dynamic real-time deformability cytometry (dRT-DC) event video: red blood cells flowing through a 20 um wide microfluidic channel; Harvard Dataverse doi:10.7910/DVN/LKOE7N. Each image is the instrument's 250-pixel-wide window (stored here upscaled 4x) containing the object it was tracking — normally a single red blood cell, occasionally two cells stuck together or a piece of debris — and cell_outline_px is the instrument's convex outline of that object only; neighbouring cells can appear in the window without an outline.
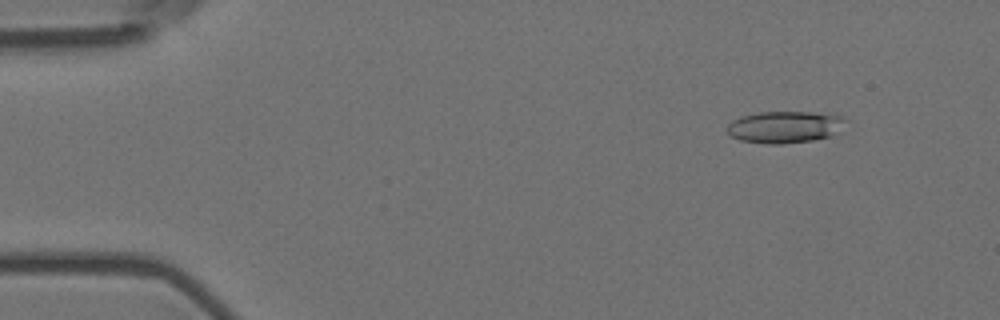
{"species": "Egyptian fruit bat (a non-hibernating species)", "species_latin": "Rousettus aegyptiacus", "temperature_condition": "room temperature", "stored_images_in_passage": 5, "camera_frame_rate_fps": 3000, "um_per_image_px": 0.085, "animal": {"sex": "female"}, "frame": {"image": 1, "passage_image": 2, "time_ms": 0.333, "image_size_px": [1000, 320], "cell_outline_px": [[848, 120], [844, 132], [832, 136], [812, 140], [780, 144], [768, 144], [740, 140], [732, 136], [728, 132], [728, 124], [732, 120], [740, 116], [760, 112], [812, 112], [844, 116]], "centroid_in_image_um": [66.81, 10.79], "position_along_channel_um": 18.2, "area_um2": 22.43}}
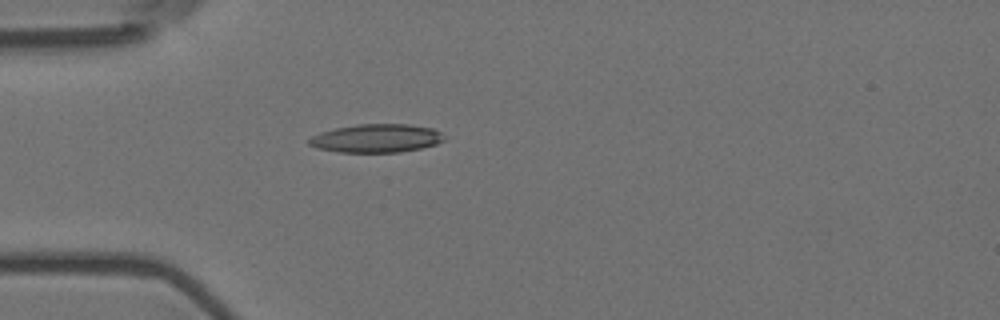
{"frame": {"image": 2, "passage_image": 5, "time_ms": 1.333, "image_size_px": [1000, 320], "cell_outline_px": [[448, 136], [444, 140], [436, 144], [420, 148], [400, 152], [340, 152], [316, 148], [308, 144], [308, 140], [312, 136], [320, 132], [336, 128], [356, 124], [408, 124], [432, 128]], "centroid_in_image_um": [32.01, 11.75], "position_along_channel_um": 53.0, "area_um2": 22.43}}